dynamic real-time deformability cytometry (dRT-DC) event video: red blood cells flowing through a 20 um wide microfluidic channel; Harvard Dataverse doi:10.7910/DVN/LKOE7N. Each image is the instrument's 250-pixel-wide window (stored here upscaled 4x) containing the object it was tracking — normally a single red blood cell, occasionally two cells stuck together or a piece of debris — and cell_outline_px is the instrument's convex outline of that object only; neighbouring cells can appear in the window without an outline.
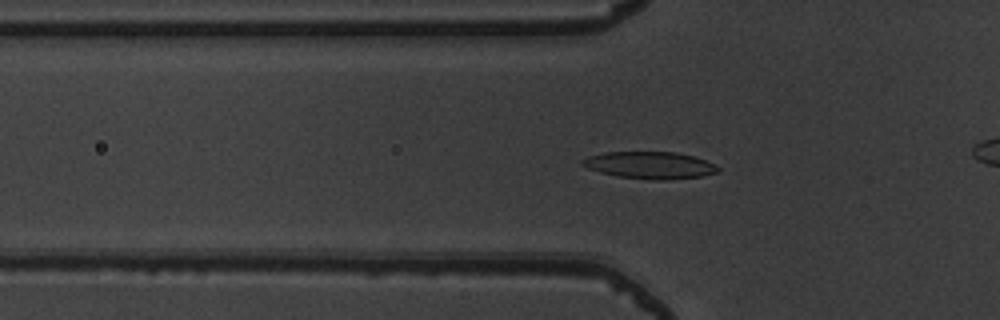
{"species": "common noctule bat (a hibernating species)", "species_latin": "Nyctalus noctula", "temperature_condition": "warm", "stored_images_in_passage": 54, "camera_frame_rate_fps": 3000, "um_per_image_px": 0.085, "animal": {"sex": "male", "body_mass_g": 19.5, "forearm_length_mm": 54.6}, "frame": {"image": 1, "passage_image": 19, "time_ms": 6.0, "image_size_px": [1000, 320], "cell_outline_px": [[720, 168], [716, 172], [704, 176], [664, 180], [652, 180], [620, 176], [600, 172], [588, 168], [580, 164], [580, 160], [588, 156], [604, 152], [676, 152], [692, 156], [716, 164]], "centroid_in_image_um": [55.23, 14.04], "position_along_channel_um": 70.6, "area_um2": 21.33}}
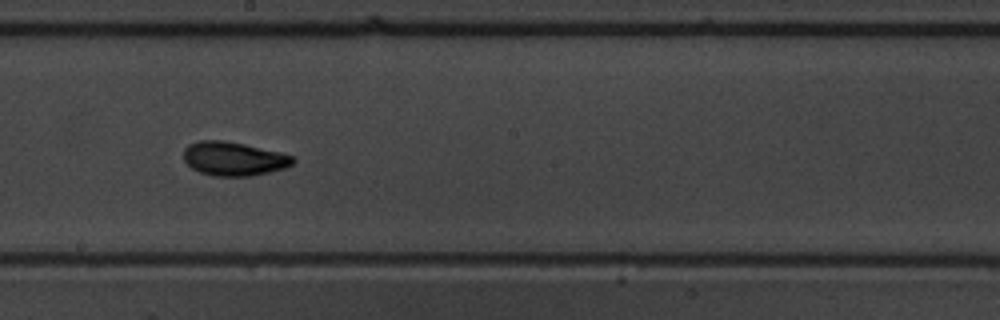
{"frame": {"image": 2, "passage_image": 31, "time_ms": 10.0, "image_size_px": [1000, 320], "cell_outline_px": [[296, 160], [292, 164], [284, 168], [252, 176], [212, 176], [200, 172], [192, 168], [184, 160], [184, 148], [188, 144], [200, 140], [224, 140], [244, 144], [280, 152], [292, 156]], "centroid_in_image_um": [19.85, 13.49], "position_along_channel_um": 228.4, "area_um2": 21.56}}
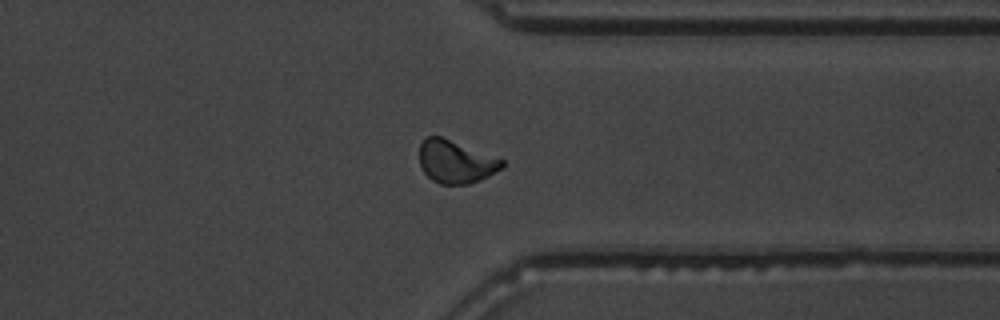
{"frame": {"image": 3, "passage_image": 42, "time_ms": 13.667, "image_size_px": [1000, 320], "cell_outline_px": [[504, 168], [480, 180], [468, 184], [440, 184], [432, 180], [424, 172], [420, 164], [420, 144], [428, 136], [440, 136], [504, 160]], "centroid_in_image_um": [38.74, 13.76], "position_along_channel_um": 372.7, "area_um2": 20.4}, "authors_computed_cell_mechanics": {"area_um2": 20.4323, "velocity_mm_per_s": 3.96, "shape_relaxation_time_tau1_ms": 3.3584, "shape_relaxation_time_tau2_ms": 2.799, "deformation_change_tau1": 0.1374, "deformation_change_tau2": 0.0839}}